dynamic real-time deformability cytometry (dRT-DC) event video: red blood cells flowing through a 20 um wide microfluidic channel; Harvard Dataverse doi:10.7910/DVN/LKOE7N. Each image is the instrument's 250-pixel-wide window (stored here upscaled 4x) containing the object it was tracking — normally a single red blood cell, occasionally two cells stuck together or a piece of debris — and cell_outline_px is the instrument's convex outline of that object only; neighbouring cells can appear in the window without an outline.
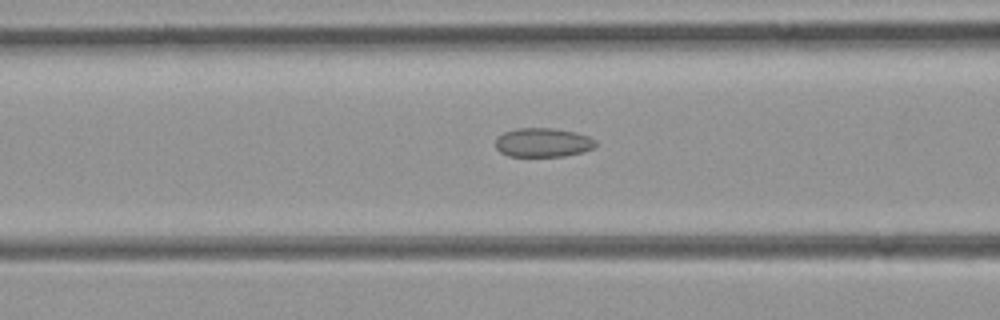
{"species": "common noctule bat (a hibernating species)", "species_latin": "Nyctalus noctula", "temperature_condition": "room temperature", "stored_images_in_passage": 8, "camera_frame_rate_fps": 3000, "um_per_image_px": 0.085, "animal": {"sex": "female", "body_mass_g": 21.9}, "frame": {"image": 1, "passage_image": 8, "time_ms": 2.333, "image_size_px": [1000, 320], "cell_outline_px": [[596, 148], [584, 152], [564, 156], [508, 156], [500, 152], [496, 148], [496, 136], [504, 132], [516, 128], [552, 128], [576, 132], [588, 136], [596, 140]], "centroid_in_image_um": [46.16, 12.11], "position_along_channel_um": 120.4, "area_um2": 17.17}}